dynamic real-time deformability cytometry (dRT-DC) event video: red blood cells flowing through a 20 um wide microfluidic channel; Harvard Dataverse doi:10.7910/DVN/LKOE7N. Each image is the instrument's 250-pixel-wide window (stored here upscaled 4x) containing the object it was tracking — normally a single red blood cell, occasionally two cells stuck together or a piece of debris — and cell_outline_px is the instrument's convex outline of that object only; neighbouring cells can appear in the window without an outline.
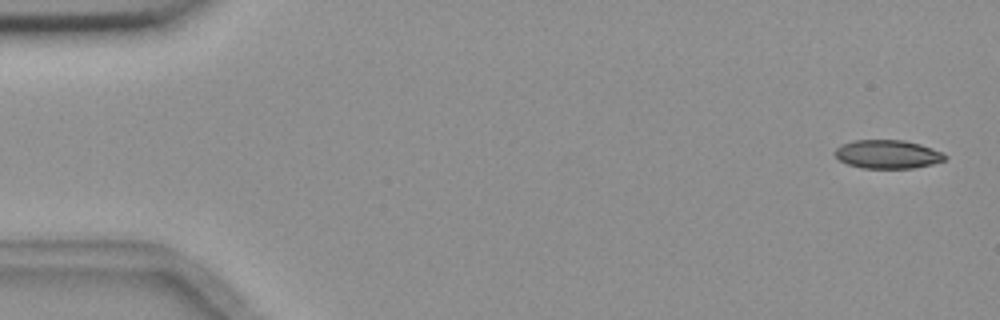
{"species": "common noctule bat (a hibernating species)", "species_latin": "Nyctalus noctula", "temperature_condition": "room temperature", "stored_images_in_passage": 4, "camera_frame_rate_fps": 3000, "um_per_image_px": 0.085, "animal": {"sex": "female", "body_mass_g": 18.4}, "frame": {"image": 1, "passage_image": 1, "time_ms": 0.0, "image_size_px": [1000, 320], "cell_outline_px": [[948, 156], [944, 160], [932, 164], [912, 168], [864, 168], [848, 164], [840, 160], [836, 156], [836, 148], [840, 144], [852, 140], [904, 140], [920, 144], [932, 148]], "centroid_in_image_um": [75.44, 13.1], "position_along_channel_um": 9.6, "area_um2": 18.21}}